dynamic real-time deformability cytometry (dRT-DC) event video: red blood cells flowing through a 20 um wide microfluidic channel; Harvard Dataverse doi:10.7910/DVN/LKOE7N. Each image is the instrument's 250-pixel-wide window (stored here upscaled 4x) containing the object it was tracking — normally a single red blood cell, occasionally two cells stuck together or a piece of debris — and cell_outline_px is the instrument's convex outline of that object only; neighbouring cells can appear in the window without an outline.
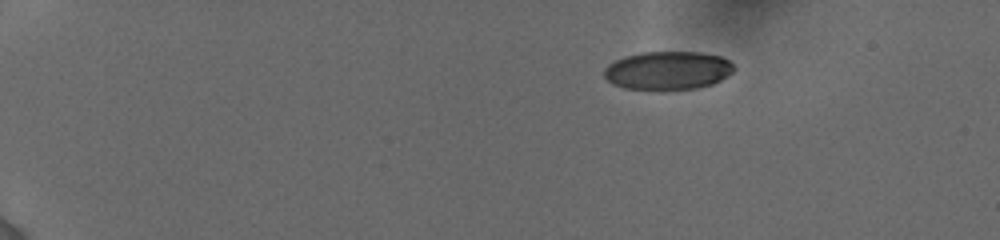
{"species": "human", "species_latin": "Homo sapiens", "temperature_condition": "cold", "stored_images_in_passage": 39, "camera_frame_rate_fps": 3000, "um_per_image_px": 0.085, "donor": {"sex": "female"}, "frame": {"image": 1, "passage_image": 1, "time_ms": 0.0, "image_size_px": [1000, 240], "cell_outline_px": [[736, 68], [728, 76], [712, 84], [696, 88], [624, 88], [612, 84], [604, 76], [604, 68], [608, 64], [624, 56], [640, 52], [700, 52], [720, 56], [728, 60]], "centroid_in_image_um": [56.76, 5.96], "position_along_channel_um": 28.2, "area_um2": 28.73}}
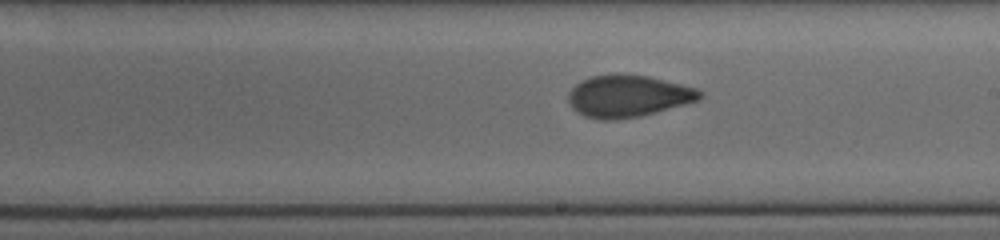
{"frame": {"image": 2, "passage_image": 20, "time_ms": 8.333, "image_size_px": [1000, 240], "cell_outline_px": [[704, 96], [700, 100], [640, 116], [612, 120], [600, 120], [584, 116], [576, 112], [572, 108], [568, 100], [568, 92], [580, 80], [592, 76], [612, 72], [648, 76], [696, 88], [704, 92]], "centroid_in_image_um": [53.36, 8.15], "position_along_channel_um": 235.6, "area_um2": 32.54}}
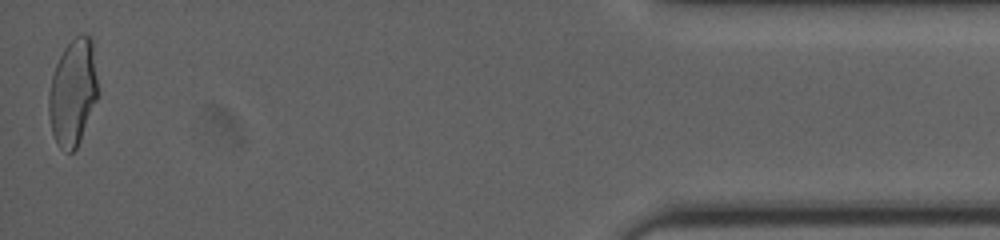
{"frame": {"image": 3, "passage_image": 39, "time_ms": 15.0, "image_size_px": [1000, 240], "cell_outline_px": [[100, 92], [80, 140], [76, 148], [72, 152], [68, 152], [60, 148], [52, 132], [48, 112], [48, 92], [52, 76], [56, 64], [64, 48], [80, 32], [84, 32], [92, 40]], "centroid_in_image_um": [6.22, 7.82], "position_along_channel_um": 429.0, "area_um2": 30.81}, "authors_computed_cell_mechanics": {"area_um2": 31.6744, "velocity_mm_per_s": 3.8876, "shape_relaxation_time_tau1_ms": 8.2256, "shape_relaxation_time_tau2_ms": 1.0867, "deformation_change_tau1": 0.1932, "deformation_change_tau2": 0.056}}